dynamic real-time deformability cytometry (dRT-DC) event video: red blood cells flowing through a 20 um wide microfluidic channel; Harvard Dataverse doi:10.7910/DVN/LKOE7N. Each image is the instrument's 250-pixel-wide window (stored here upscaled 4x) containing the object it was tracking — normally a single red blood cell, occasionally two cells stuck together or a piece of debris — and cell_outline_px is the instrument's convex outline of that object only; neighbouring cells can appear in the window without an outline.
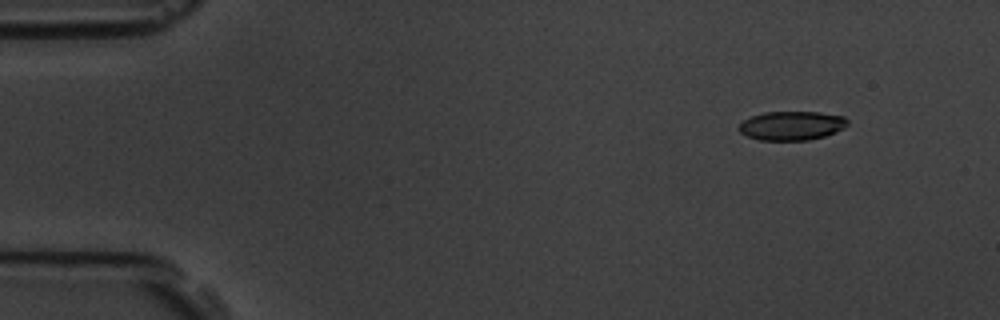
{"species": "common noctule bat (a hibernating species)", "species_latin": "Nyctalus noctula", "temperature_condition": "room temperature", "stored_images_in_passage": 4, "camera_frame_rate_fps": 3000, "um_per_image_px": 0.085, "animal": {"sex": "male", "body_mass_g": 19.5, "forearm_length_mm": 54.6}, "frame": {"image": 1, "passage_image": 2, "time_ms": 1.333, "image_size_px": [1000, 320], "cell_outline_px": [[848, 124], [844, 128], [836, 132], [824, 136], [808, 140], [760, 140], [748, 136], [740, 132], [736, 128], [744, 120], [752, 116], [764, 112], [820, 112], [844, 116], [848, 120]], "centroid_in_image_um": [67.3, 10.68], "position_along_channel_um": 17.7, "area_um2": 18.38}}